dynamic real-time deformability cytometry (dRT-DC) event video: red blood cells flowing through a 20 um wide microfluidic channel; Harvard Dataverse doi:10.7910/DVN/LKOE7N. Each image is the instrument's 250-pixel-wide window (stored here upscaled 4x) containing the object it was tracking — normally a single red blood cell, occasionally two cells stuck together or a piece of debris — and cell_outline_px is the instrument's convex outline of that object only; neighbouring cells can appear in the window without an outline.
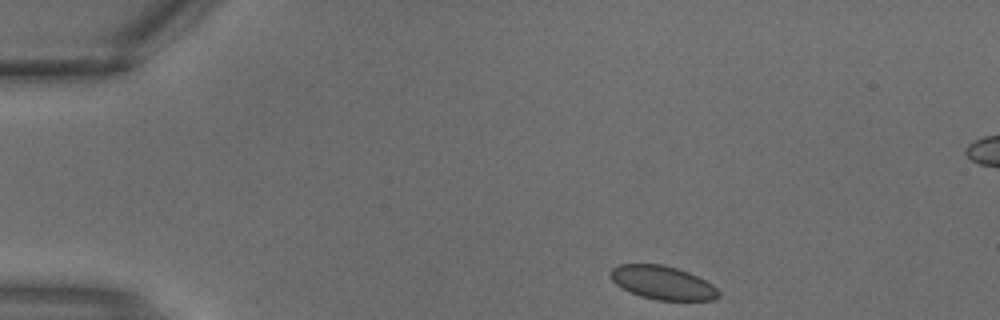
{"species": "common noctule bat (a hibernating species)", "species_latin": "Nyctalus noctula", "temperature_condition": "warm", "stored_images_in_passage": 3, "camera_frame_rate_fps": 3000, "um_per_image_px": 0.085, "animal": {"sex": "male", "body_mass_g": 18.8}, "frame": {"image": 1, "passage_image": 1, "time_ms": 0.0, "image_size_px": [1000, 320], "cell_outline_px": [[720, 296], [712, 300], [656, 300], [640, 296], [616, 284], [612, 280], [612, 268], [620, 264], [660, 264], [676, 268], [688, 272], [712, 284], [720, 292]], "centroid_in_image_um": [56.35, 24.03], "position_along_channel_um": 28.7, "area_um2": 20.81}}